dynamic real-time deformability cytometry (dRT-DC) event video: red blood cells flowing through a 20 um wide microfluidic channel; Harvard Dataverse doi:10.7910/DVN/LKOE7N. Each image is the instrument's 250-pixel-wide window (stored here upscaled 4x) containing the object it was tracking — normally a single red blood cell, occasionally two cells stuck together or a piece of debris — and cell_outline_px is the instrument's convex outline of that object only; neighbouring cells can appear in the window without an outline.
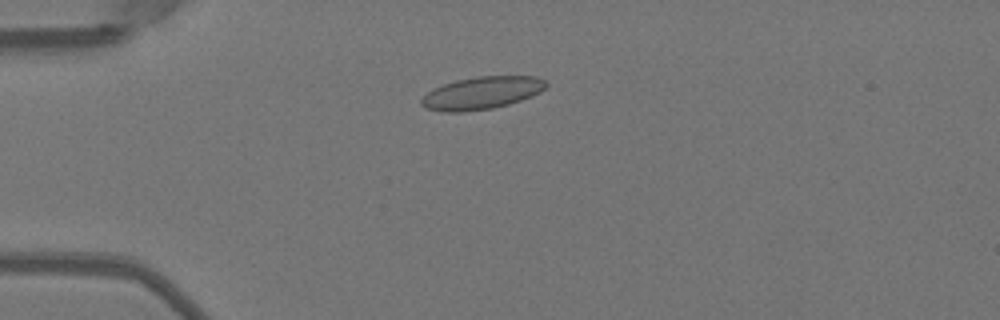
{"species": "Egyptian fruit bat (a non-hibernating species)", "species_latin": "Rousettus aegyptiacus", "temperature_condition": "warm", "stored_images_in_passage": 33, "camera_frame_rate_fps": 3000, "um_per_image_px": 0.085, "animal": {"sex": "female"}, "frame": {"image": 1, "passage_image": 13, "time_ms": 4.0, "image_size_px": [1000, 320], "cell_outline_px": [[548, 84], [540, 92], [532, 96], [508, 104], [492, 108], [464, 112], [440, 112], [424, 108], [420, 104], [420, 100], [432, 88], [456, 80], [476, 76], [536, 76], [544, 80]], "centroid_in_image_um": [40.91, 7.91], "position_along_channel_um": 44.1, "area_um2": 23.76}}
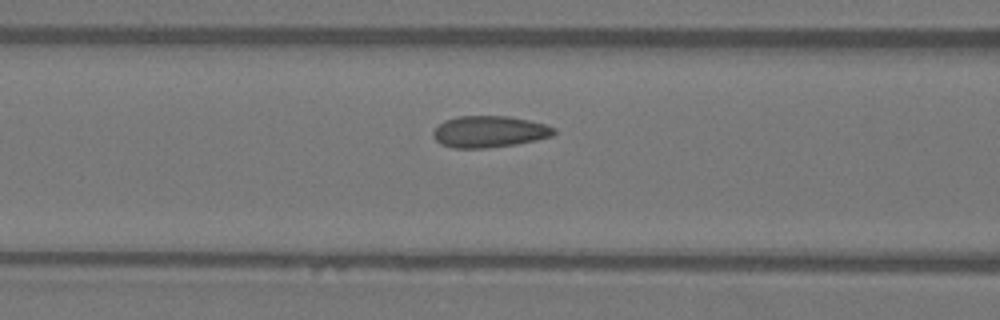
{"frame": {"image": 2, "passage_image": 21, "time_ms": 6.667, "image_size_px": [1000, 320], "cell_outline_px": [[556, 132], [552, 136], [536, 140], [516, 144], [488, 148], [452, 148], [440, 144], [432, 136], [432, 132], [444, 120], [456, 116], [508, 116], [528, 120], [544, 124], [556, 128]], "centroid_in_image_um": [41.57, 11.19], "position_along_channel_um": 125.0, "area_um2": 22.31}}
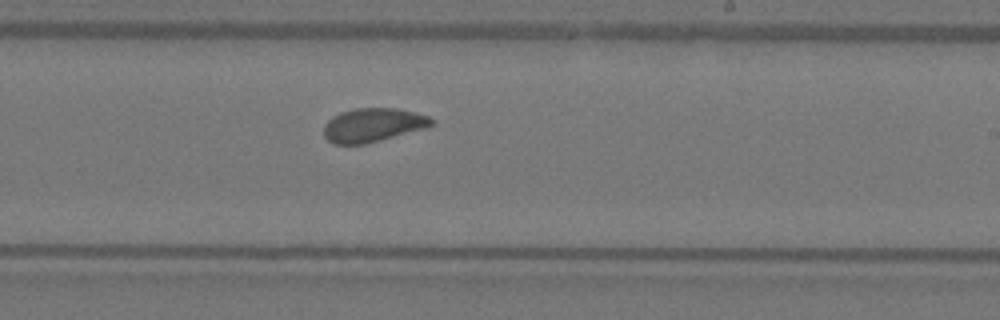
{"frame": {"image": 3, "passage_image": 31, "time_ms": 10.0, "image_size_px": [1000, 320], "cell_outline_px": [[436, 120], [432, 124], [424, 128], [380, 140], [364, 144], [332, 144], [324, 136], [324, 124], [332, 116], [340, 112], [356, 108], [396, 108], [416, 112], [428, 116]], "centroid_in_image_um": [31.67, 10.62], "position_along_channel_um": 257.3, "area_um2": 21.15}}